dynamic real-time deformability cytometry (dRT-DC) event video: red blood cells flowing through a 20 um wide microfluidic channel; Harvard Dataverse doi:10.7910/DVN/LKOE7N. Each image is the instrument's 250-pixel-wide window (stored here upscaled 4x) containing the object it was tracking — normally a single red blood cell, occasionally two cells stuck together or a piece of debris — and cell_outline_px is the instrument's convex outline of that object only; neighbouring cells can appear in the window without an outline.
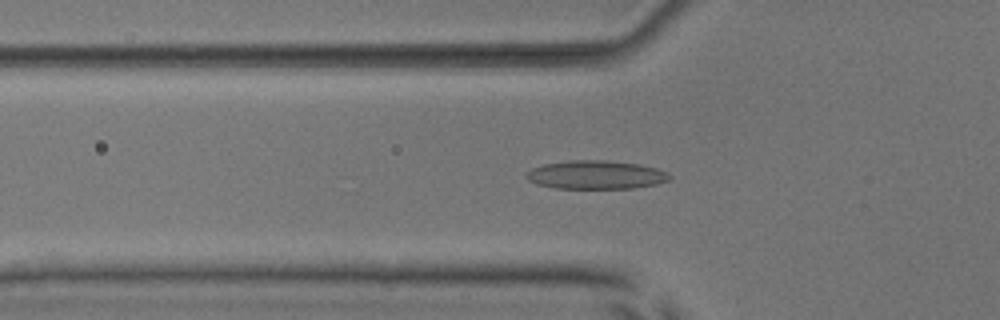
{"species": "common noctule bat (a hibernating species)", "species_latin": "Nyctalus noctula", "temperature_condition": "room temperature", "stored_images_in_passage": 44, "camera_frame_rate_fps": 3000, "um_per_image_px": 0.085, "animal": {"sex": "male", "body_mass_g": 17.9, "forearm_length_mm": 54.2}, "frame": {"image": 1, "passage_image": 10, "time_ms": 3.0, "image_size_px": [1000, 320], "cell_outline_px": [[672, 176], [668, 180], [656, 184], [632, 188], [556, 188], [536, 184], [528, 180], [524, 176], [532, 168], [544, 164], [572, 160], [604, 160], [640, 164], [656, 168], [668, 172]], "centroid_in_image_um": [50.65, 14.86], "position_along_channel_um": 75.1, "area_um2": 23.76}}
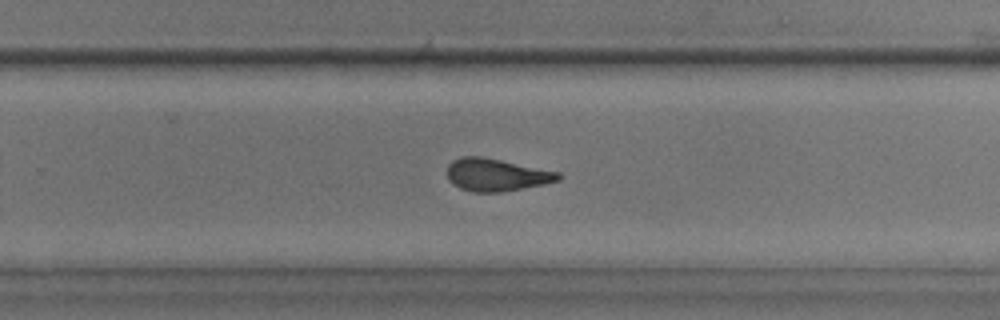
{"frame": {"image": 2, "passage_image": 26, "time_ms": 8.333, "image_size_px": [1000, 320], "cell_outline_px": [[560, 180], [544, 184], [500, 192], [472, 192], [460, 188], [452, 184], [448, 180], [448, 164], [452, 160], [460, 156], [480, 156], [560, 172]], "centroid_in_image_um": [42.15, 14.86], "position_along_channel_um": 287.6, "area_um2": 20.98}}
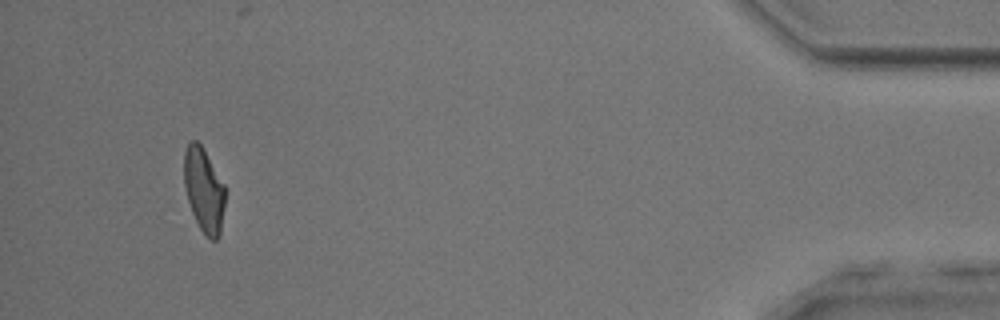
{"frame": {"image": 3, "passage_image": 41, "time_ms": 13.333, "image_size_px": [1000, 320], "cell_outline_px": [[224, 204], [220, 236], [216, 240], [212, 240], [200, 228], [192, 212], [188, 200], [184, 184], [184, 152], [188, 144], [192, 140], [196, 140], [200, 144], [224, 184]], "centroid_in_image_um": [17.32, 16.15], "position_along_channel_um": 417.9, "area_um2": 19.71}, "authors_computed_cell_mechanics": {"area_um2": 21.3282, "velocity_mm_per_s": 3.9914, "shape_relaxation_time_tau1_ms": 7.1255, "shape_relaxation_time_tau2_ms": 2.6585, "deformation_change_tau1": 0.1991, "deformation_change_tau2": 0.1088}}